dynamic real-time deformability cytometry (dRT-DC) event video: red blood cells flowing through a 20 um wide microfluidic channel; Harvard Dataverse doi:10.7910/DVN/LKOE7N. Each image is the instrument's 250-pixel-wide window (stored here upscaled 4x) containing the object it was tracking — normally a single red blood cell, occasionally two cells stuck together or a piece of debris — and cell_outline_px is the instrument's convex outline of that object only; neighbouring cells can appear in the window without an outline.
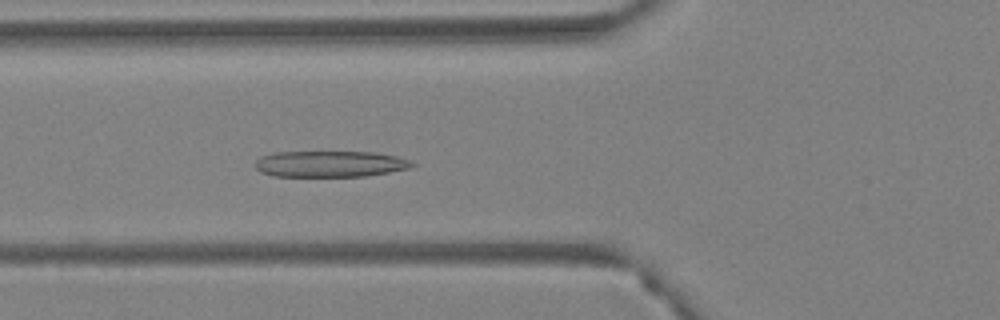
{"species": "Egyptian fruit bat (a non-hibernating species)", "species_latin": "Rousettus aegyptiacus", "temperature_condition": "warm", "stored_images_in_passage": 56, "camera_frame_rate_fps": 3000, "um_per_image_px": 0.085, "animal": {"sex": "female"}, "frame": {"image": 1, "passage_image": 21, "time_ms": 6.667, "image_size_px": [1000, 320], "cell_outline_px": [[416, 164], [408, 168], [388, 172], [364, 176], [272, 176], [260, 172], [256, 168], [256, 160], [260, 156], [272, 152], [376, 152], [396, 156], [412, 160]], "centroid_in_image_um": [28.04, 13.93], "position_along_channel_um": 97.8, "area_um2": 23.99}}
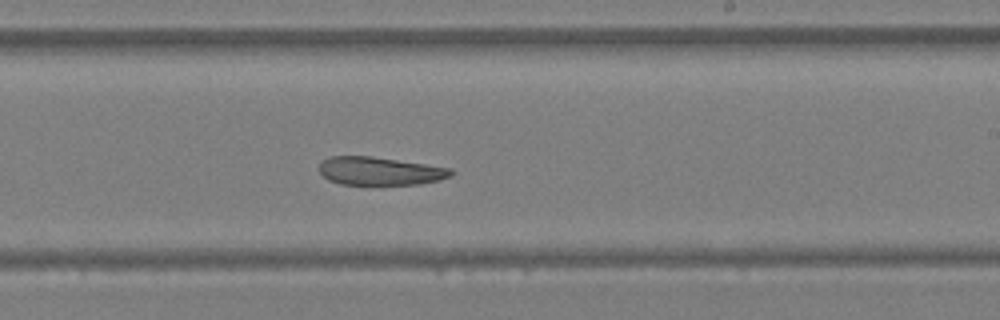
{"frame": {"image": 2, "passage_image": 34, "time_ms": 11.0, "image_size_px": [1000, 320], "cell_outline_px": [[456, 172], [452, 176], [440, 180], [420, 184], [340, 184], [328, 180], [320, 172], [320, 164], [328, 156], [372, 156], [452, 168]], "centroid_in_image_um": [32.34, 14.53], "position_along_channel_um": 256.7, "area_um2": 21.68}}
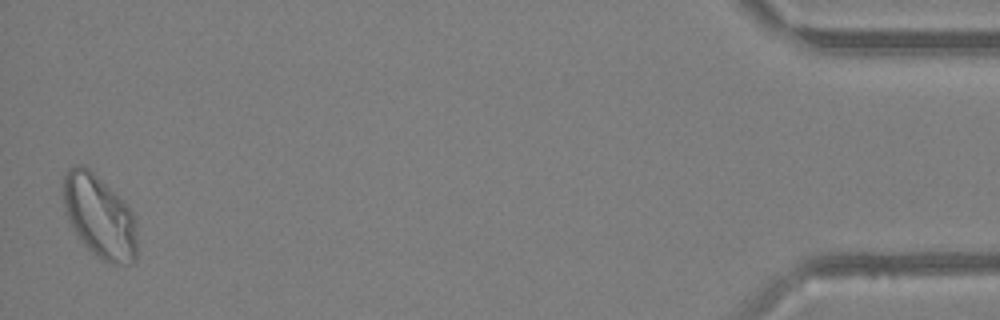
{"frame": {"image": 3, "passage_image": 55, "time_ms": 18.0, "image_size_px": [1000, 320], "cell_outline_px": [[136, 260], [132, 264], [112, 264], [96, 256], [84, 244], [68, 220], [64, 212], [64, 176], [68, 168], [76, 164], [80, 164], [88, 168], [132, 212], [136, 232]], "centroid_in_image_um": [8.43, 18.44], "position_along_channel_um": 426.8, "area_um2": 34.8}}